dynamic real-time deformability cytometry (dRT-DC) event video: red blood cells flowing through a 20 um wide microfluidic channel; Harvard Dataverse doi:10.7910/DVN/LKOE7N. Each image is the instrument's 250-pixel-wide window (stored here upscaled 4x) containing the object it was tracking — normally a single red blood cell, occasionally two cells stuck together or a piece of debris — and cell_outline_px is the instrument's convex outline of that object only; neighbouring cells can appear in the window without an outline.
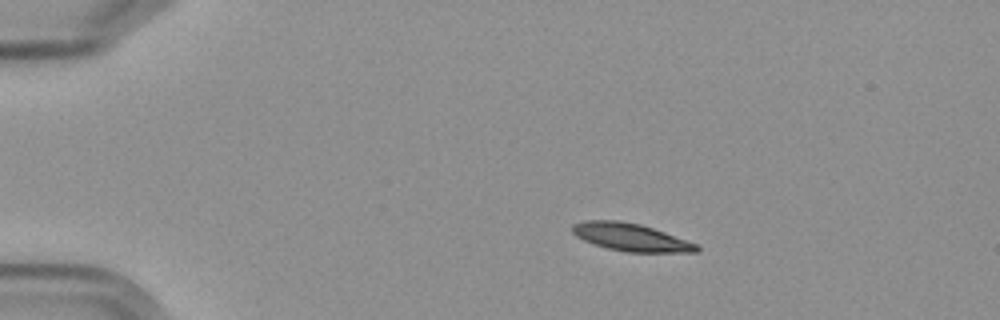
{"species": "Egyptian fruit bat (a non-hibernating species)", "species_latin": "Rousettus aegyptiacus", "temperature_condition": "cold", "stored_images_in_passage": 5, "segment_of_instrument_passage": [1, 2], "camera_frame_rate_fps": 3000, "um_per_image_px": 0.085, "frame": {"image": 1, "passage_image": 2, "time_ms": 2.0, "image_size_px": [1000, 320], "cell_outline_px": [[700, 248], [696, 252], [628, 252], [608, 248], [584, 240], [576, 236], [572, 232], [572, 224], [584, 220], [620, 220], [640, 224], [700, 244]], "centroid_in_image_um": [53.64, 20.15], "position_along_channel_um": 31.4, "area_um2": 20.0}}